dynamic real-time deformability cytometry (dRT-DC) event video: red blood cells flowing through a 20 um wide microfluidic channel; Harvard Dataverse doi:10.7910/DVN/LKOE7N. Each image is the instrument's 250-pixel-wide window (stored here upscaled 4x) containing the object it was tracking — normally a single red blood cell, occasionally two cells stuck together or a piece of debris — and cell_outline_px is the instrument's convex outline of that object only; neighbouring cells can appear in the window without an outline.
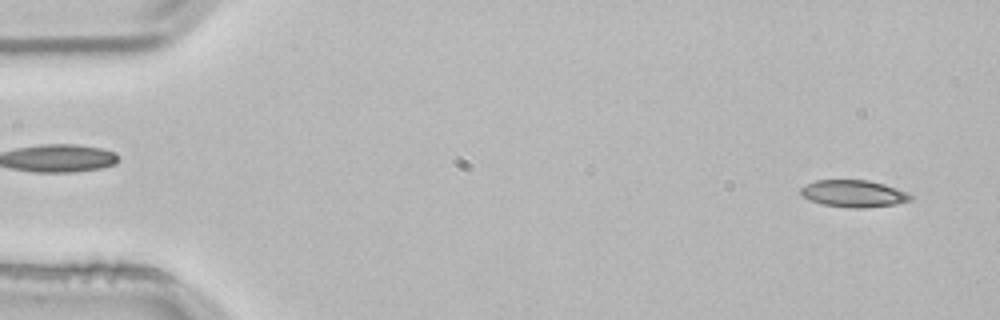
{"species": "common noctule bat (a hibernating species)", "species_latin": "Nyctalus noctula", "temperature_condition": "room temperature", "stored_images_in_passage": 4, "camera_frame_rate_fps": 3000, "um_per_image_px": 0.085, "animal": {"sex": "male", "body_mass_g": 21.5, "forearm_length_mm": 52.0}, "frame": {"image": 1, "passage_image": 1, "time_ms": 0.0, "image_size_px": [1000, 320], "cell_outline_px": [[916, 196], [912, 200], [896, 204], [864, 208], [852, 208], [824, 204], [812, 200], [804, 196], [800, 192], [800, 188], [816, 180], [868, 180], [884, 184], [908, 192]], "centroid_in_image_um": [72.64, 16.45], "position_along_channel_um": 12.4, "area_um2": 17.22}}